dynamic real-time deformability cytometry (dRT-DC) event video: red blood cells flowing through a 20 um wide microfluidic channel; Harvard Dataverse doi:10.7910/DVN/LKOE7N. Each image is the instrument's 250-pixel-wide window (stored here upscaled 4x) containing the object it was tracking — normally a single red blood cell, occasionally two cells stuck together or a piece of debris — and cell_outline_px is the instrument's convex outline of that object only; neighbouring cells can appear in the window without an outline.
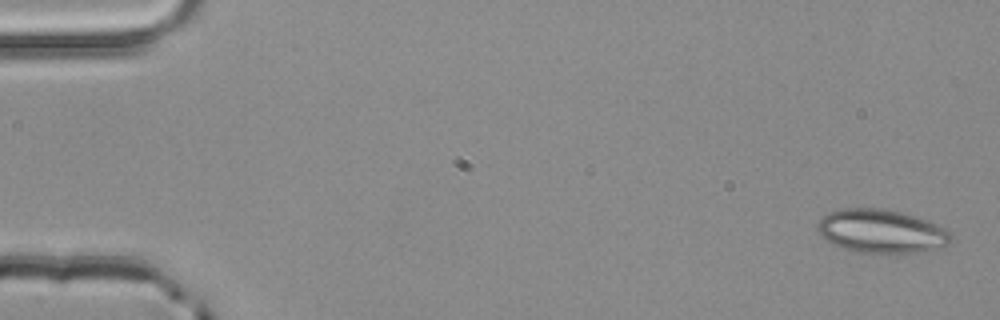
{"species": "common noctule bat (a hibernating species)", "species_latin": "Nyctalus noctula", "temperature_condition": "room temperature", "stored_images_in_passage": 3, "camera_frame_rate_fps": 3000, "um_per_image_px": 0.085, "animal": {"sex": "male", "body_mass_g": 20.4}, "frame": {"image": 1, "passage_image": 1, "time_ms": 0.0, "image_size_px": [1000, 320], "cell_outline_px": [[952, 236], [948, 244], [936, 248], [920, 252], [896, 256], [856, 252], [832, 244], [824, 240], [816, 232], [816, 224], [824, 216], [832, 212], [844, 208], [884, 208], [904, 212], [936, 224], [952, 232]], "centroid_in_image_um": [74.9, 19.69], "position_along_channel_um": 10.1, "area_um2": 34.74}}